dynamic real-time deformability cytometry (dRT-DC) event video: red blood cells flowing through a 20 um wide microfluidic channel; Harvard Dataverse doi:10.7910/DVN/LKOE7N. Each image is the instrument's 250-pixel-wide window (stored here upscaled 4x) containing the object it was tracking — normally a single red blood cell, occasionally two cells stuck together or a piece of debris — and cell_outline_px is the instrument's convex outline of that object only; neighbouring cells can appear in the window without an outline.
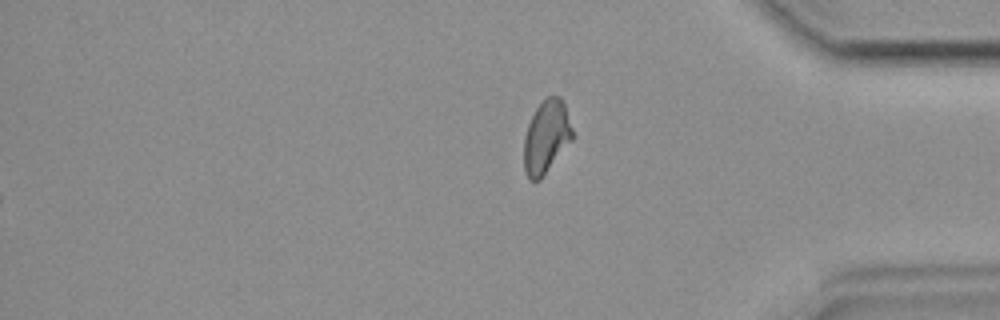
{"species": "common noctule bat (a hibernating species)", "species_latin": "Nyctalus noctula", "temperature_condition": "room temperature", "stored_images_in_passage": 38, "segment_of_instrument_passage": [2, 2], "camera_frame_rate_fps": 3000, "um_per_image_px": 0.085, "animal": {"sex": "female", "body_mass_g": 19.9}, "frame": {"image": 1, "passage_image": 38, "time_ms": 12.333, "image_size_px": [1000, 320], "cell_outline_px": [[572, 140], [540, 180], [528, 180], [524, 168], [524, 136], [528, 124], [536, 108], [548, 96], [560, 96], [564, 104], [572, 128]], "centroid_in_image_um": [46.42, 11.65], "position_along_channel_um": 388.8, "area_um2": 20.4}}